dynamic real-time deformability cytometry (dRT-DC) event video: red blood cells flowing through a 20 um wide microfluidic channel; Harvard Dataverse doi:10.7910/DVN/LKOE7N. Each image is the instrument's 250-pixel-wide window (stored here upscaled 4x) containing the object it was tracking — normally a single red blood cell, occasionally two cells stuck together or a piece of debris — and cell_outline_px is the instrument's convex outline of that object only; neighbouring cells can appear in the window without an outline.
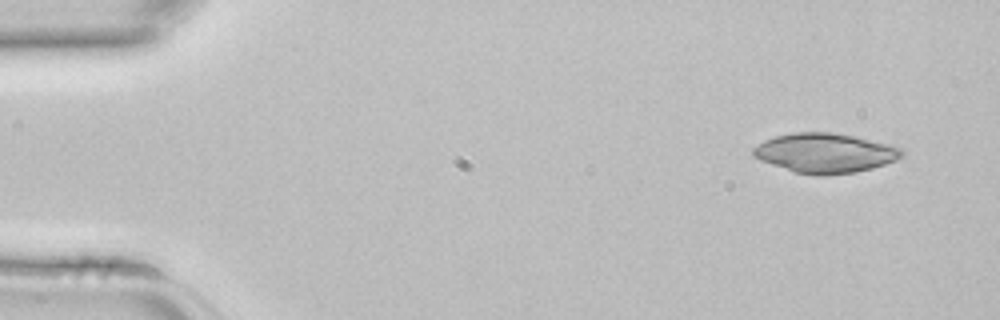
{"species": "common noctule bat (a hibernating species)", "species_latin": "Nyctalus noctula", "temperature_condition": "room temperature", "stored_images_in_passage": 4, "segment_of_instrument_passage": [1, 2], "camera_frame_rate_fps": 3000, "um_per_image_px": 0.085, "animal": {"sex": "female", "body_mass_g": 22.7, "forearm_length_mm": 54.2}, "frame": {"image": 1, "passage_image": 1, "time_ms": 0.0, "image_size_px": [1000, 320], "cell_outline_px": [[904, 156], [896, 160], [872, 168], [856, 172], [824, 176], [816, 176], [796, 172], [760, 160], [752, 152], [752, 148], [764, 140], [776, 136], [792, 132], [832, 132], [856, 136], [892, 144], [904, 148]], "centroid_in_image_um": [70.19, 13.0], "position_along_channel_um": 14.8, "area_um2": 34.56}}